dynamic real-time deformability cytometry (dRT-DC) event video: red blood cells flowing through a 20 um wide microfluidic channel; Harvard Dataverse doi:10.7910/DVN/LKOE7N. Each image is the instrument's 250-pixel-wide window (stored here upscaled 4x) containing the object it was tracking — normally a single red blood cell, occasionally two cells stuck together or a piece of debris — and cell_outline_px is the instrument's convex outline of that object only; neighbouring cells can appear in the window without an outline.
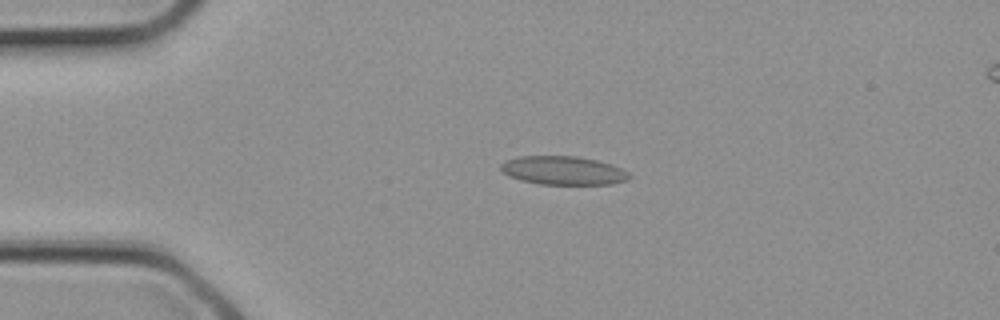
{"species": "common noctule bat (a hibernating species)", "species_latin": "Nyctalus noctula", "temperature_condition": "cold", "stored_images_in_passage": 2, "camera_frame_rate_fps": 3000, "um_per_image_px": 0.085, "animal": {"sex": "female", "body_mass_g": 21.9}, "frame": {"image": 1, "passage_image": 2, "time_ms": 0.333, "image_size_px": [1000, 320], "cell_outline_px": [[632, 176], [628, 180], [612, 184], [540, 184], [520, 180], [508, 176], [500, 168], [500, 164], [504, 160], [520, 156], [576, 156], [596, 160], [612, 164], [628, 172]], "centroid_in_image_um": [47.87, 14.49], "position_along_channel_um": 37.1, "area_um2": 21.5}}